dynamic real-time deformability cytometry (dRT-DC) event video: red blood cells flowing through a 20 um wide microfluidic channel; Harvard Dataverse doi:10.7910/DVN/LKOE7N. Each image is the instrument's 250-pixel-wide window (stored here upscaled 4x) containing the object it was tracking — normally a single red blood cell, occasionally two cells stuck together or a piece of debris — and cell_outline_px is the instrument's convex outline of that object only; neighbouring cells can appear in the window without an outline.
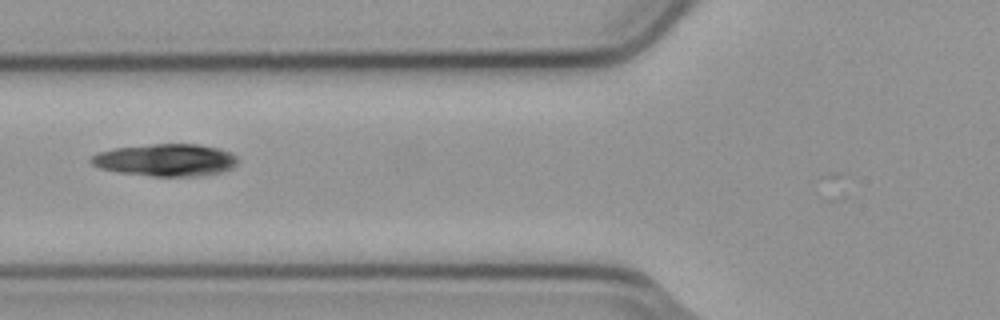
{"species": "common noctule bat (a hibernating species)", "species_latin": "Nyctalus noctula", "temperature_condition": "cold", "stored_images_in_passage": 6, "camera_frame_rate_fps": 3000, "um_per_image_px": 0.085, "animal": {"sex": "male", "body_mass_g": 23.1, "forearm_length_mm": 52.7}, "frame": {"image": 1, "passage_image": 5, "time_ms": 1.333, "image_size_px": [1000, 320], "cell_outline_px": [[236, 164], [232, 168], [220, 172], [196, 176], [152, 176], [116, 172], [100, 168], [92, 164], [88, 160], [96, 152], [112, 148], [152, 144], [200, 144], [220, 148], [236, 156]], "centroid_in_image_um": [14.03, 13.59], "position_along_channel_um": 111.8, "area_um2": 27.69}}
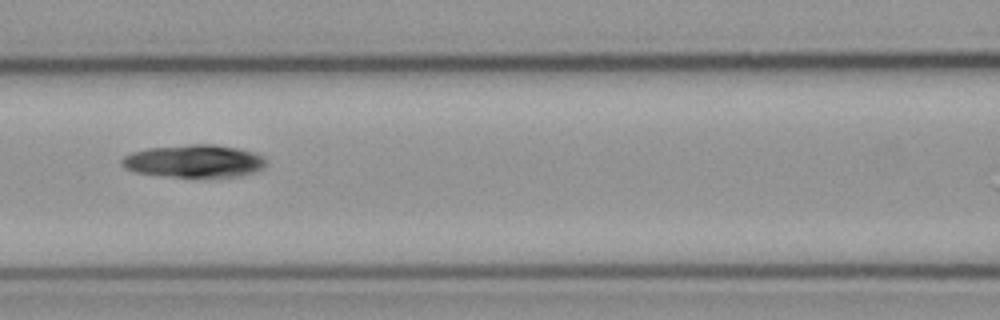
{"frame": {"image": 2, "passage_image": 6, "time_ms": 1.667, "image_size_px": [1000, 320], "cell_outline_px": [[264, 164], [256, 172], [240, 176], [164, 176], [136, 172], [124, 168], [120, 164], [120, 160], [124, 156], [132, 152], [148, 148], [192, 144], [216, 144], [236, 148], [252, 152], [264, 156]], "centroid_in_image_um": [16.45, 13.68], "position_along_channel_um": 150.1, "area_um2": 27.22}}